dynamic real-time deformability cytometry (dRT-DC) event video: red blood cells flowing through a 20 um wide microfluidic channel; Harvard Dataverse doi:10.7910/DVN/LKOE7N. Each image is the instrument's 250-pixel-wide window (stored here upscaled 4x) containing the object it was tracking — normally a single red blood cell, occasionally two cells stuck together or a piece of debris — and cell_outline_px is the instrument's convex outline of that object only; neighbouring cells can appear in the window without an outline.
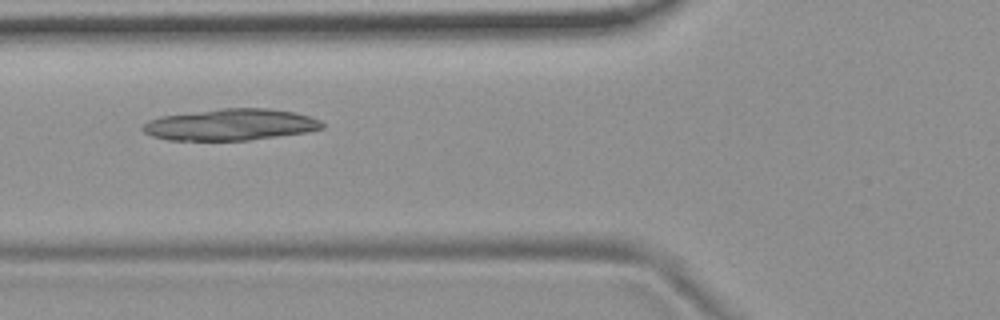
{"species": "common noctule bat (a hibernating species)", "species_latin": "Nyctalus noctula", "temperature_condition": "room temperature", "stored_images_in_passage": 7, "camera_frame_rate_fps": 3000, "um_per_image_px": 0.085, "animal": {"sex": "female", "body_mass_g": 19.9}, "frame": {"image": 1, "passage_image": 2, "time_ms": 1.333, "image_size_px": [1000, 320], "cell_outline_px": [[324, 128], [308, 132], [248, 140], [168, 140], [152, 136], [144, 132], [140, 128], [148, 120], [160, 116], [224, 108], [268, 108], [292, 112], [308, 116], [320, 120], [324, 124]], "centroid_in_image_um": [19.58, 10.6], "position_along_channel_um": 106.2, "area_um2": 32.83}}
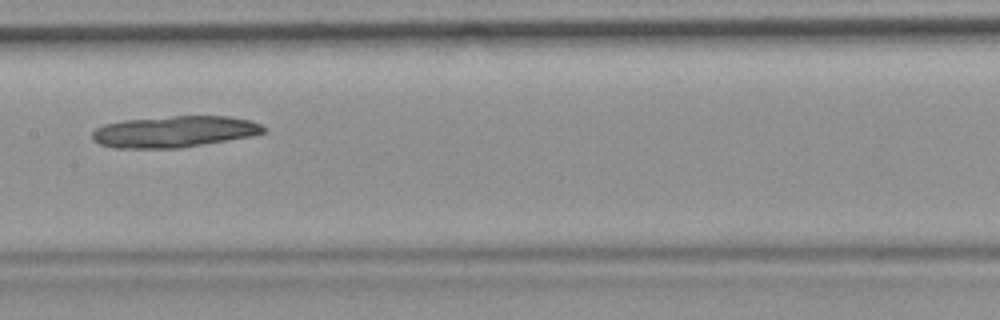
{"frame": {"image": 2, "passage_image": 4, "time_ms": 3.667, "image_size_px": [1000, 320], "cell_outline_px": [[268, 128], [264, 132], [252, 136], [180, 148], [112, 148], [100, 144], [92, 140], [92, 132], [96, 128], [104, 124], [124, 120], [172, 116], [228, 116], [248, 120], [260, 124]], "centroid_in_image_um": [14.8, 11.19], "position_along_channel_um": 192.6, "area_um2": 31.39}}
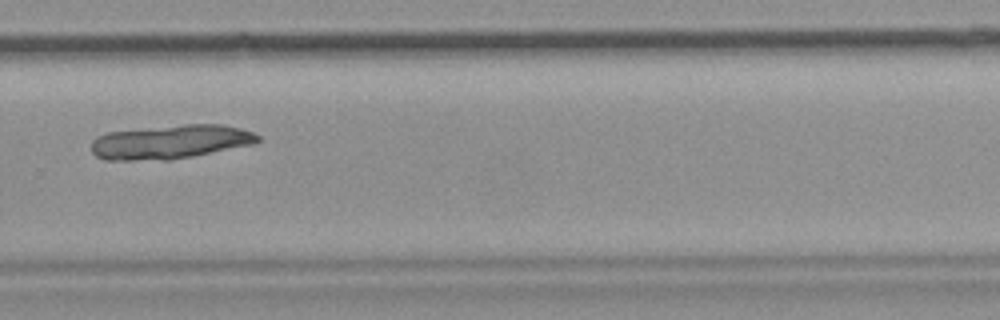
{"frame": {"image": 3, "passage_image": 7, "time_ms": 7.0, "image_size_px": [1000, 320], "cell_outline_px": [[260, 140], [256, 144], [192, 156], [168, 160], [104, 160], [96, 156], [92, 152], [92, 140], [96, 136], [108, 132], [184, 124], [220, 124], [240, 128], [252, 132], [260, 136]], "centroid_in_image_um": [14.49, 12.06], "position_along_channel_um": 315.3, "area_um2": 33.06}}